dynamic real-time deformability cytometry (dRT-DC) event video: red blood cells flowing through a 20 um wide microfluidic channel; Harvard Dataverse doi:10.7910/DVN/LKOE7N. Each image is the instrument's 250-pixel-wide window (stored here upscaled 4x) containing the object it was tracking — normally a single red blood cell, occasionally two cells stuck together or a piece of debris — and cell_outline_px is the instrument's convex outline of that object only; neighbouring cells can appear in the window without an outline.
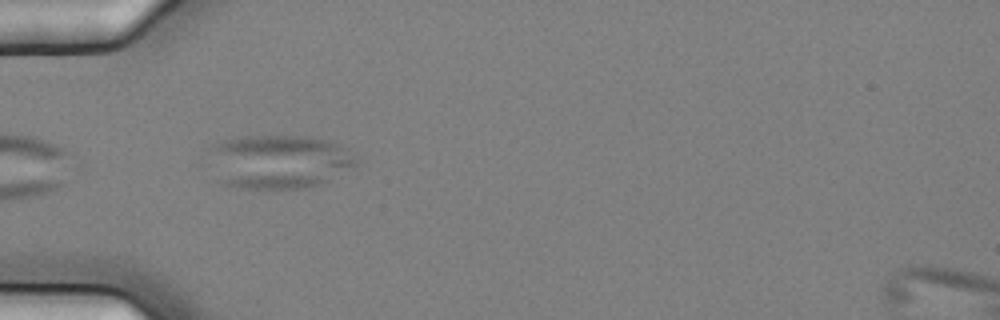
{"species": "common noctule bat (a hibernating species)", "species_latin": "Nyctalus noctula", "temperature_condition": "cold", "stored_images_in_passage": 6, "camera_frame_rate_fps": 3000, "um_per_image_px": 0.085, "animal": {"sex": "female", "body_mass_g": 25.1}, "frame": {"image": 1, "passage_image": 4, "time_ms": 1.0, "image_size_px": [1000, 320], "cell_outline_px": [[356, 164], [328, 180], [320, 184], [308, 188], [260, 192], [220, 184], [208, 148], [224, 140], [236, 136], [312, 136], [332, 140], [348, 148]], "centroid_in_image_um": [23.68, 13.76], "position_along_channel_um": 61.3, "area_um2": 47.16}}
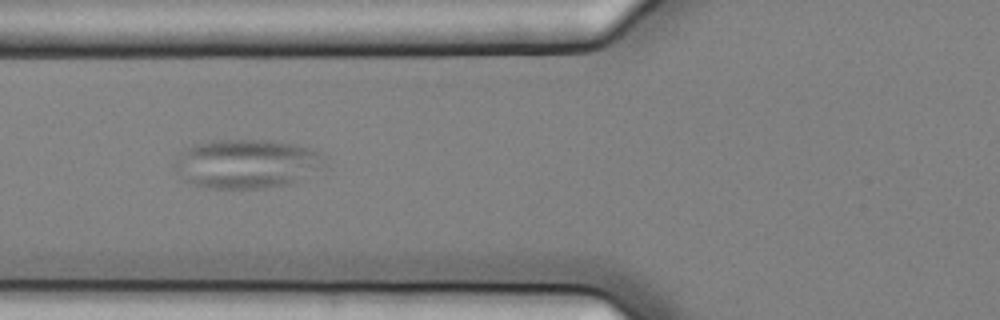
{"frame": {"image": 2, "passage_image": 5, "time_ms": 1.333, "image_size_px": [1000, 320], "cell_outline_px": [[328, 168], [288, 184], [264, 188], [208, 188], [192, 184], [184, 180], [172, 164], [172, 160], [188, 148], [196, 144], [212, 140], [272, 140], [296, 144], [324, 152], [328, 156]], "centroid_in_image_um": [21.08, 13.91], "position_along_channel_um": 104.7, "area_um2": 43.75}}
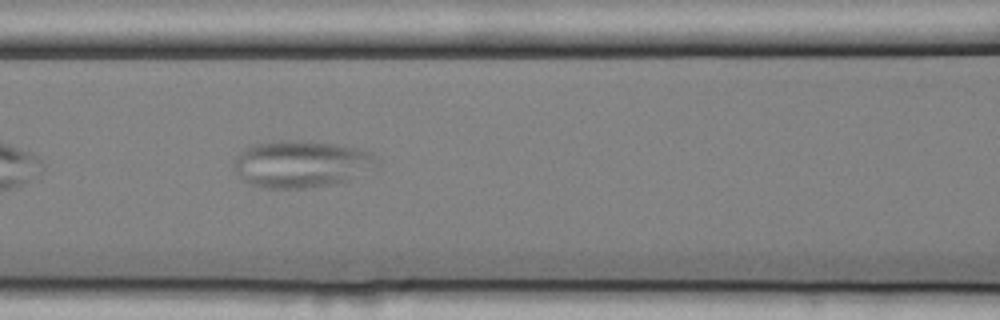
{"frame": {"image": 3, "passage_image": 6, "time_ms": 1.667, "image_size_px": [1000, 320], "cell_outline_px": [[380, 164], [348, 180], [312, 188], [260, 188], [244, 180], [232, 164], [232, 160], [236, 156], [252, 144], [280, 140], [300, 140], [332, 144], [356, 148], [368, 152], [376, 156], [380, 160]], "centroid_in_image_um": [25.59, 13.94], "position_along_channel_um": 141.0, "area_um2": 38.96}}